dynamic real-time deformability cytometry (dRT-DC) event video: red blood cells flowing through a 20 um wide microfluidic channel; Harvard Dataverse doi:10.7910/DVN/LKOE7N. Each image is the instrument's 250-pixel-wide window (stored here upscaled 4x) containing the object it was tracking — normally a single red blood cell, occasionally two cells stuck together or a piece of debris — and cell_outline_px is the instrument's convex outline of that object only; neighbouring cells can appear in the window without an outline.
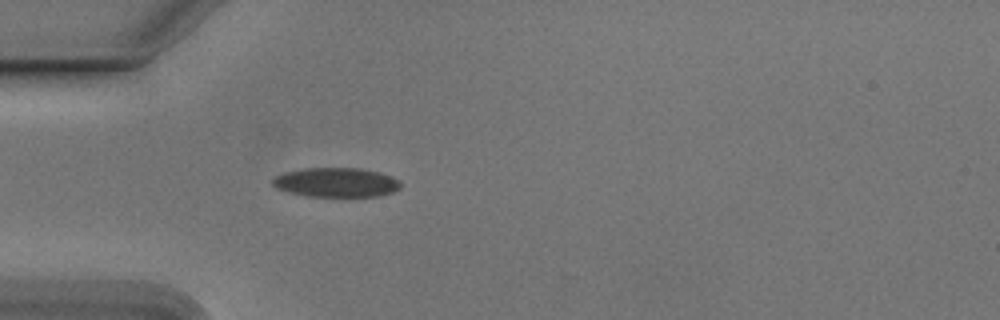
{"species": "Egyptian fruit bat (a non-hibernating species)", "species_latin": "Rousettus aegyptiacus", "temperature_condition": "cold", "stored_images_in_passage": 41, "camera_frame_rate_fps": 3000, "um_per_image_px": 0.085, "animal": {"sex": "male"}, "frame": {"image": 1, "passage_image": 6, "time_ms": 1.667, "image_size_px": [1000, 320], "cell_outline_px": [[400, 188], [392, 192], [380, 196], [308, 196], [288, 192], [276, 188], [272, 184], [272, 180], [276, 176], [284, 172], [308, 168], [360, 168], [380, 172], [396, 180], [400, 184]], "centroid_in_image_um": [28.54, 15.5], "position_along_channel_um": 56.5, "area_um2": 21.68}}
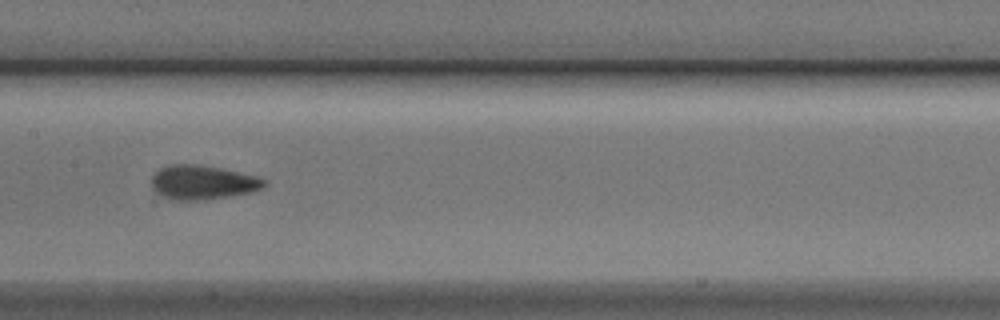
{"frame": {"image": 2, "passage_image": 17, "time_ms": 5.333, "image_size_px": [1000, 320], "cell_outline_px": [[268, 184], [264, 188], [252, 192], [232, 196], [204, 200], [168, 200], [152, 188], [152, 176], [160, 168], [168, 164], [196, 164], [220, 168], [256, 176], [264, 180]], "centroid_in_image_um": [17.22, 15.51], "position_along_channel_um": 190.2, "area_um2": 22.6}}
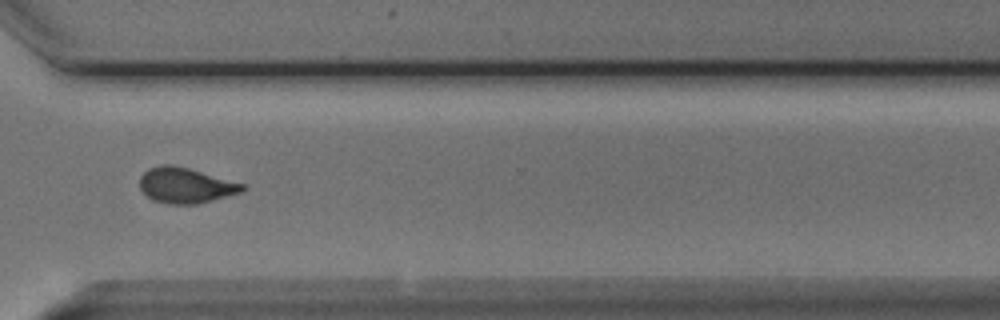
{"frame": {"image": 3, "passage_image": 30, "time_ms": 9.667, "image_size_px": [1000, 320], "cell_outline_px": [[244, 188], [240, 192], [212, 200], [196, 204], [168, 204], [152, 200], [140, 188], [140, 176], [148, 168], [164, 164], [168, 164], [188, 168], [244, 184]], "centroid_in_image_um": [15.73, 15.76], "position_along_channel_um": 354.9, "area_um2": 20.87}, "authors_computed_cell_mechanics": {"area_um2": 21.386, "velocity_mm_per_s": 3.8079, "shape_relaxation_time_tau1_ms": 3.7864, "shape_relaxation_time_tau2_ms": 1.7936, "deformation_change_tau1": 0.1345, "deformation_change_tau2": 0.0768}}